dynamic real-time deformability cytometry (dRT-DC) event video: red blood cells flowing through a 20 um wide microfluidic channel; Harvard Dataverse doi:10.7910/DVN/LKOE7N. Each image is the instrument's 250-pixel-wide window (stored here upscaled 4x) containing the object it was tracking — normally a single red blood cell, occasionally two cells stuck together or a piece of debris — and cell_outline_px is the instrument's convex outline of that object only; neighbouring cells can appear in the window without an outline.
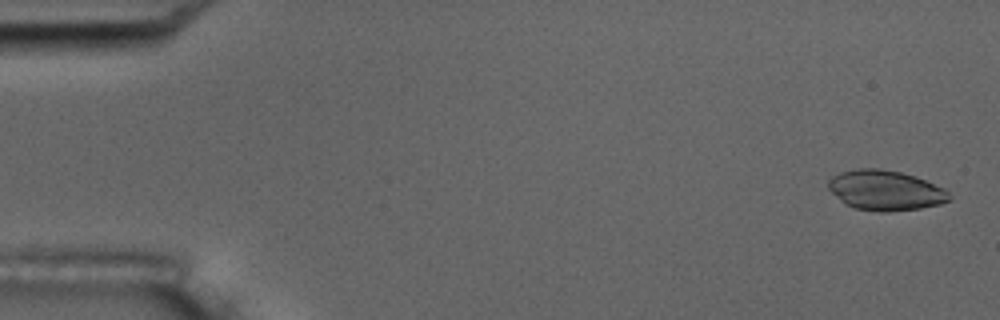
{"species": "common noctule bat (a hibernating species)", "species_latin": "Nyctalus noctula", "temperature_condition": "room temperature", "stored_images_in_passage": 6, "camera_frame_rate_fps": 3000, "um_per_image_px": 0.085, "animal": {"sex": "male", "body_mass_g": 17.5, "forearm_length_mm": 52.3}, "frame": {"image": 1, "passage_image": 1, "time_ms": 0.0, "image_size_px": [1000, 320], "cell_outline_px": [[952, 200], [940, 204], [920, 208], [888, 212], [880, 212], [856, 208], [844, 204], [828, 188], [828, 180], [832, 176], [840, 172], [860, 168], [880, 168], [900, 172], [916, 176], [944, 188], [948, 192]], "centroid_in_image_um": [75.26, 16.18], "position_along_channel_um": 9.7, "area_um2": 28.32}}